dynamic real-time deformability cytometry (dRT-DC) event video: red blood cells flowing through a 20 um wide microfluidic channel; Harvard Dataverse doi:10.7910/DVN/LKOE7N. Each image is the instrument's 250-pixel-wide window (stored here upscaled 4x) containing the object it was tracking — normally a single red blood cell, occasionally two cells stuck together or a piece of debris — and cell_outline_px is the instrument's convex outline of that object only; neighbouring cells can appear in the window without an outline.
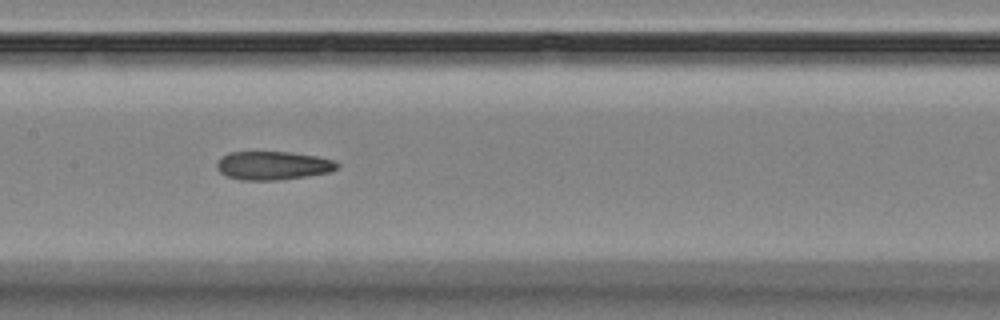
{"species": "Egyptian fruit bat (a non-hibernating species)", "species_latin": "Rousettus aegyptiacus", "temperature_condition": "room temperature", "stored_images_in_passage": 10, "camera_frame_rate_fps": 3000, "um_per_image_px": 0.085, "animal": {"sex": "female"}, "frame": {"image": 1, "passage_image": 7, "time_ms": 7.667, "image_size_px": [1000, 320], "cell_outline_px": [[340, 168], [332, 172], [276, 180], [240, 180], [228, 176], [220, 172], [216, 168], [216, 164], [228, 152], [288, 152], [316, 156], [336, 160], [340, 164]], "centroid_in_image_um": [23.26, 14.07], "position_along_channel_um": 184.1, "area_um2": 20.0}}
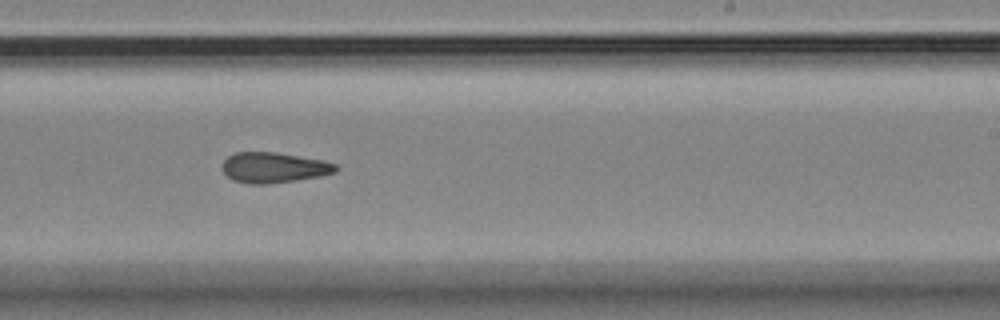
{"frame": {"image": 2, "passage_image": 9, "time_ms": 10.0, "image_size_px": [1000, 320], "cell_outline_px": [[340, 168], [336, 172], [320, 176], [296, 180], [268, 184], [248, 184], [232, 180], [220, 168], [220, 164], [228, 156], [236, 152], [276, 152], [324, 160], [336, 164]], "centroid_in_image_um": [23.26, 14.24], "position_along_channel_um": 265.7, "area_um2": 20.4}}
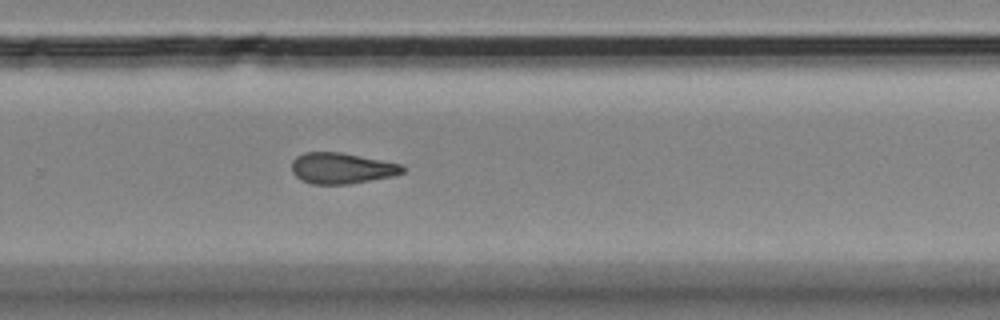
{"frame": {"image": 3, "passage_image": 10, "time_ms": 11.0, "image_size_px": [1000, 320], "cell_outline_px": [[404, 172], [396, 176], [348, 184], [312, 184], [300, 180], [292, 172], [292, 160], [296, 156], [304, 152], [340, 152], [404, 164]], "centroid_in_image_um": [29.06, 14.3], "position_along_channel_um": 300.7, "area_um2": 20.23}}